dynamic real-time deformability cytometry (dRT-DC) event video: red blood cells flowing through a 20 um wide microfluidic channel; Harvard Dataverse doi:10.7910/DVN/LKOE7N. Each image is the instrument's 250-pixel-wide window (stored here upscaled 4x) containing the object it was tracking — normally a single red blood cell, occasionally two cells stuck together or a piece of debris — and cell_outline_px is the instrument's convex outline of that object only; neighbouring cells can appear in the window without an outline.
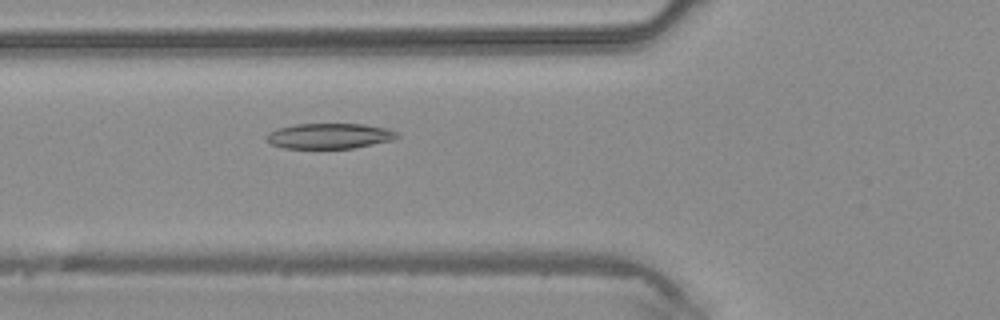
{"species": "common noctule bat (a hibernating species)", "species_latin": "Nyctalus noctula", "temperature_condition": "warm", "stored_images_in_passage": 37, "camera_frame_rate_fps": 3000, "um_per_image_px": 0.085, "animal": {"sex": "male", "body_mass_g": 20.4}, "frame": {"image": 1, "passage_image": 10, "time_ms": 3.0, "image_size_px": [1000, 320], "cell_outline_px": [[400, 136], [396, 140], [352, 148], [284, 148], [272, 144], [268, 140], [268, 132], [276, 128], [296, 124], [364, 124], [388, 128], [396, 132]], "centroid_in_image_um": [28.06, 11.55], "position_along_channel_um": 97.7, "area_um2": 19.36}}
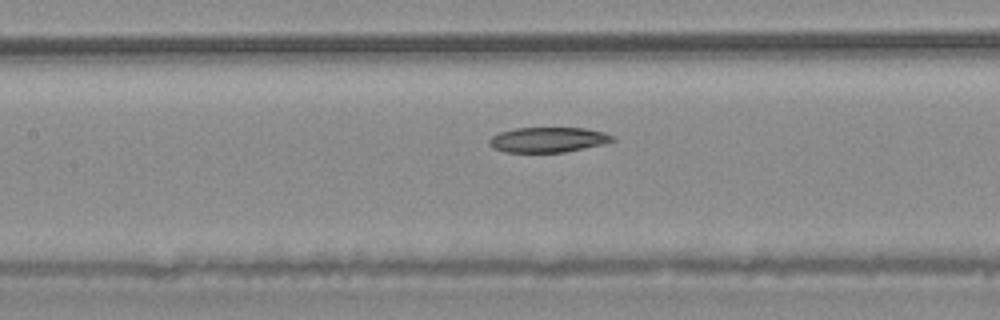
{"frame": {"image": 2, "passage_image": 14, "time_ms": 4.333, "image_size_px": [1000, 320], "cell_outline_px": [[616, 140], [604, 144], [564, 152], [504, 152], [492, 148], [488, 144], [488, 140], [492, 136], [500, 132], [516, 128], [584, 128], [604, 132], [612, 136]], "centroid_in_image_um": [46.56, 11.88], "position_along_channel_um": 160.8, "area_um2": 18.03}}
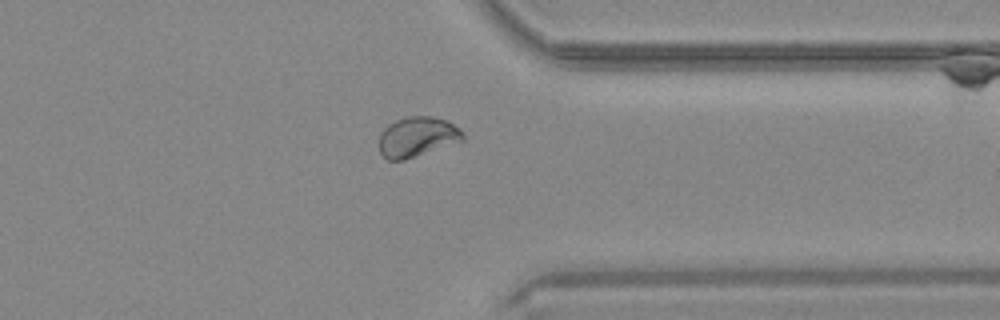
{"frame": {"image": 3, "passage_image": 28, "time_ms": 9.0, "image_size_px": [1000, 320], "cell_outline_px": [[464, 140], [404, 160], [388, 160], [380, 152], [380, 132], [388, 124], [396, 120], [408, 116], [432, 116], [444, 120], [452, 124], [464, 136]], "centroid_in_image_um": [35.42, 11.63], "position_along_channel_um": 376.0, "area_um2": 19.19}}